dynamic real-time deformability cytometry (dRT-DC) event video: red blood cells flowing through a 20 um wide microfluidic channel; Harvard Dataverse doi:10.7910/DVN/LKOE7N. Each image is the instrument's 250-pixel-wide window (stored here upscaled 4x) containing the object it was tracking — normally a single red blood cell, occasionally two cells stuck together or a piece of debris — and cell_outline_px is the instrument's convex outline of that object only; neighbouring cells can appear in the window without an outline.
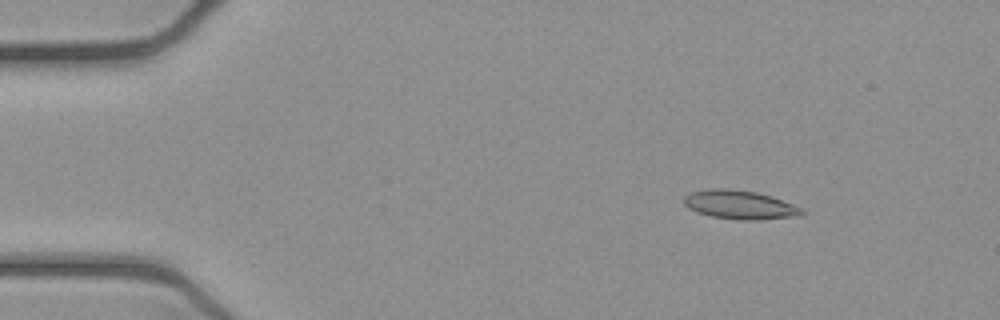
{"species": "common noctule bat (a hibernating species)", "species_latin": "Nyctalus noctula", "temperature_condition": "cold", "stored_images_in_passage": 46, "camera_frame_rate_fps": 3000, "um_per_image_px": 0.085, "animal": {"sex": "female", "body_mass_g": 21.9}, "frame": {"image": 1, "passage_image": 1, "time_ms": 0.0, "image_size_px": [1000, 320], "cell_outline_px": [[808, 212], [800, 216], [756, 220], [740, 220], [712, 216], [696, 212], [688, 208], [684, 204], [684, 196], [692, 192], [708, 188], [728, 188], [756, 192], [772, 196], [804, 208]], "centroid_in_image_um": [62.93, 17.4], "position_along_channel_um": 22.1, "area_um2": 20.06}}
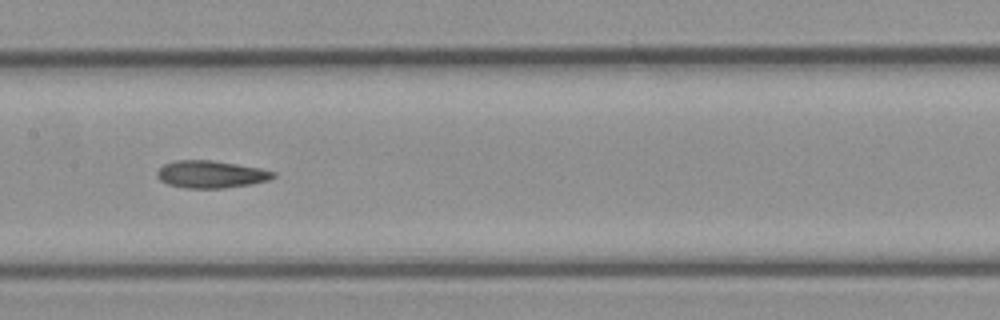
{"frame": {"image": 2, "passage_image": 20, "time_ms": 6.333, "image_size_px": [1000, 320], "cell_outline_px": [[276, 176], [268, 180], [252, 184], [224, 188], [184, 188], [168, 184], [160, 180], [156, 176], [156, 172], [164, 164], [176, 160], [212, 160], [260, 168], [276, 172]], "centroid_in_image_um": [17.93, 14.82], "position_along_channel_um": 189.5, "area_um2": 18.55}}
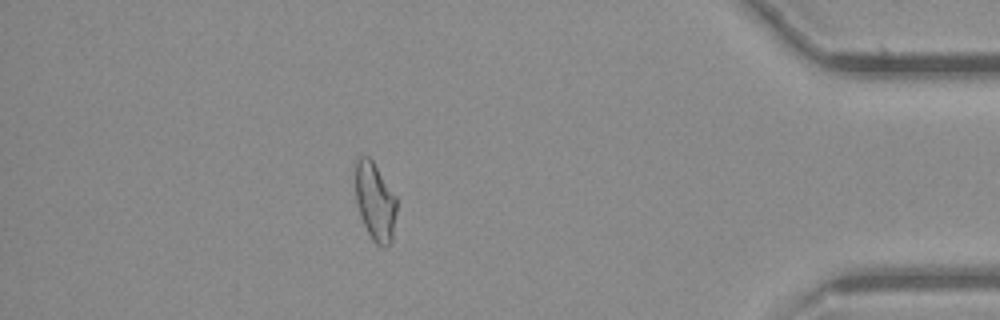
{"frame": {"image": 3, "passage_image": 40, "time_ms": 13.0, "image_size_px": [1000, 320], "cell_outline_px": [[396, 212], [392, 240], [384, 248], [376, 244], [372, 240], [360, 216], [356, 200], [356, 160], [360, 156], [368, 156], [372, 160], [396, 196]], "centroid_in_image_um": [31.89, 17.15], "position_along_channel_um": 403.3, "area_um2": 18.61}, "authors_computed_cell_mechanics": {"area_um2": 18.8139, "velocity_mm_per_s": 3.8928, "shape_relaxation_time_tau1_ms": null, "shape_relaxation_time_tau2_ms": 5.21, "deformation_change_tau1": null, "deformation_change_tau2": 0.128}}